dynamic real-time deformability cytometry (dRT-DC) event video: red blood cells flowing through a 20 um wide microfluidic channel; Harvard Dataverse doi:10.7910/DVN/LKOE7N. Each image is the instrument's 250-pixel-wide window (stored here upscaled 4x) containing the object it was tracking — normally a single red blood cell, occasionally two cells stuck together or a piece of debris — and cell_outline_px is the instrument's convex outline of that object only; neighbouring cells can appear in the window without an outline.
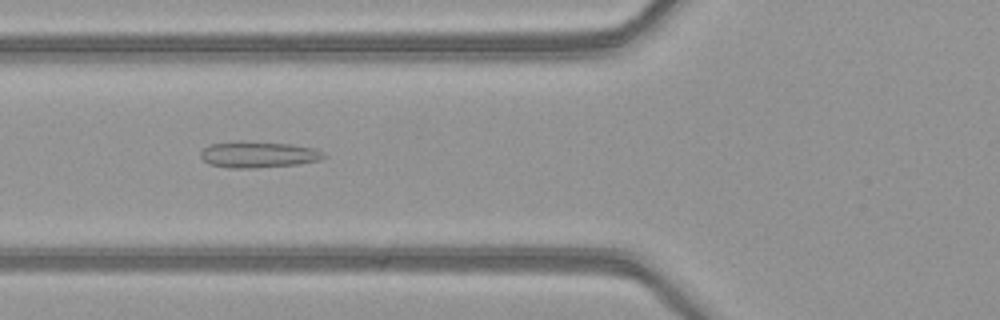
{"species": "common noctule bat (a hibernating species)", "species_latin": "Nyctalus noctula", "temperature_condition": "warm", "stored_images_in_passage": 4, "camera_frame_rate_fps": 3000, "um_per_image_px": 0.085, "animal": {"sex": "female", "body_mass_g": 21.9}, "frame": {"image": 1, "passage_image": 3, "time_ms": 0.667, "image_size_px": [1000, 320], "cell_outline_px": [[328, 156], [320, 160], [296, 164], [256, 168], [228, 168], [208, 164], [200, 156], [200, 152], [208, 144], [236, 140], [240, 140], [292, 144], [316, 148], [324, 152]], "centroid_in_image_um": [21.95, 13.12], "position_along_channel_um": 103.9, "area_um2": 19.31}}
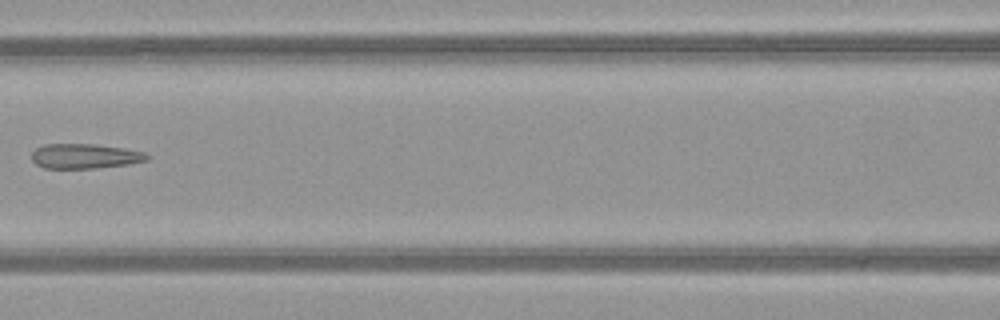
{"frame": {"image": 2, "passage_image": 4, "time_ms": 1.0, "image_size_px": [1000, 320], "cell_outline_px": [[152, 156], [148, 160], [128, 164], [96, 168], [44, 168], [36, 164], [32, 160], [32, 152], [36, 148], [44, 144], [96, 144], [124, 148], [144, 152]], "centroid_in_image_um": [7.23, 13.27], "position_along_channel_um": 159.4, "area_um2": 16.76}}